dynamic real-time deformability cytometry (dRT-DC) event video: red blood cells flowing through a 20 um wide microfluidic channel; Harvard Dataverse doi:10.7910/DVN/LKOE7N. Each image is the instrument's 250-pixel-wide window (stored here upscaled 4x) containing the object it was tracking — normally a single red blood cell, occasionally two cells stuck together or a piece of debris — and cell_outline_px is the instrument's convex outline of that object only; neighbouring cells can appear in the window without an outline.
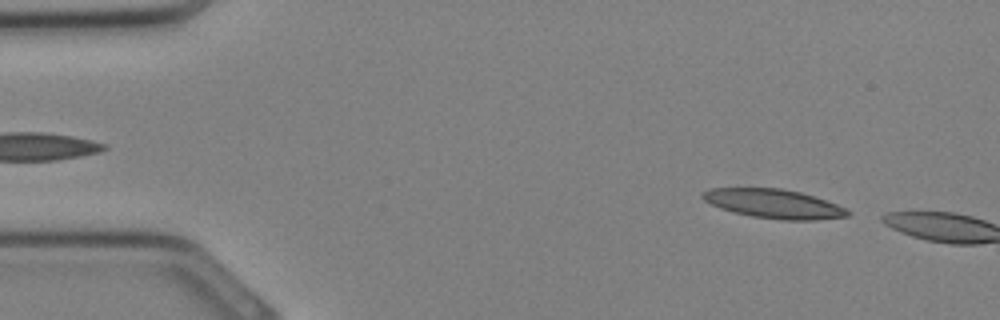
{"species": "Egyptian fruit bat (a non-hibernating species)", "species_latin": "Rousettus aegyptiacus", "temperature_condition": "cold", "stored_images_in_passage": 2, "camera_frame_rate_fps": 3000, "um_per_image_px": 0.085, "animal": {"sex": "female"}, "frame": {"image": 1, "passage_image": 1, "time_ms": 0.0, "image_size_px": [1000, 320], "cell_outline_px": [[852, 212], [848, 216], [812, 220], [780, 220], [752, 216], [720, 208], [704, 200], [700, 196], [700, 192], [708, 188], [780, 188], [800, 192], [836, 204]], "centroid_in_image_um": [65.73, 17.31], "position_along_channel_um": 19.3, "area_um2": 24.39}}